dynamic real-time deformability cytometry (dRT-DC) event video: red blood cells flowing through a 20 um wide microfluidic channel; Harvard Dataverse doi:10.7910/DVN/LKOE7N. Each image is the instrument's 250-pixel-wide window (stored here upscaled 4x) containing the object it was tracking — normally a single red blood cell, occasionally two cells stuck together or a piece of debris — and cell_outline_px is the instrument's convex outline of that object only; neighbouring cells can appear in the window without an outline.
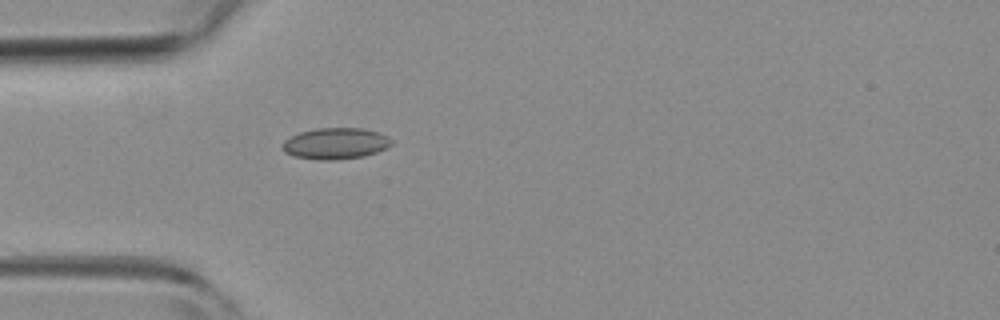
{"species": "common noctule bat (a hibernating species)", "species_latin": "Nyctalus noctula", "temperature_condition": "room temperature", "stored_images_in_passage": 1, "camera_frame_rate_fps": 3000, "um_per_image_px": 0.085, "animal": {"sex": "female", "body_mass_g": 19.3, "forearm_length_mm": 54.1}, "frame": {"image": 1, "passage_image": 1, "time_ms": 0.0, "image_size_px": [1000, 320], "cell_outline_px": [[392, 144], [376, 152], [364, 156], [336, 160], [316, 160], [292, 156], [284, 152], [280, 144], [284, 140], [300, 132], [316, 128], [360, 128], [380, 132], [388, 136], [392, 140]], "centroid_in_image_um": [28.49, 12.2], "position_along_channel_um": 56.5, "area_um2": 20.06}}